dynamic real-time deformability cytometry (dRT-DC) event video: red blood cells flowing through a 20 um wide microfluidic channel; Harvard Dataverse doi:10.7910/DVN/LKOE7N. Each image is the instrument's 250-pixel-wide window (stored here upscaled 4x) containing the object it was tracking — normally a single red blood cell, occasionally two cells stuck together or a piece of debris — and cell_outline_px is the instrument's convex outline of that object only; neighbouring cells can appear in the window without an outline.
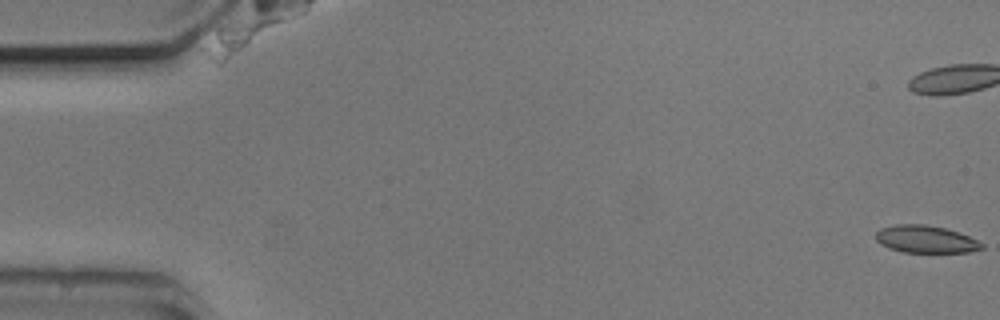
{"species": "common noctule bat (a hibernating species)", "species_latin": "Nyctalus noctula", "temperature_condition": "cold", "stored_images_in_passage": 15, "camera_frame_rate_fps": 3000, "um_per_image_px": 0.085, "animal": {"sex": "male", "body_mass_g": 20.5, "forearm_length_mm": 52.5}, "frame": {"image": 1, "passage_image": 1, "time_ms": 0.0, "image_size_px": [1000, 320], "cell_outline_px": [[984, 248], [972, 252], [904, 252], [888, 248], [880, 244], [876, 240], [876, 232], [880, 228], [896, 224], [924, 224], [944, 228], [960, 232], [984, 244]], "centroid_in_image_um": [78.68, 20.33], "position_along_channel_um": 6.3, "area_um2": 16.99}}
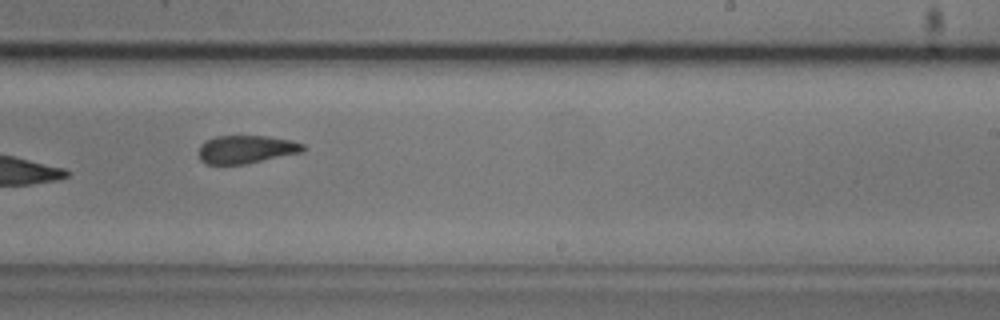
{"frame": {"image": 2, "passage_image": 10, "time_ms": 11.333, "image_size_px": [1000, 320], "cell_outline_px": [[308, 148], [304, 152], [244, 164], [208, 164], [200, 160], [200, 144], [204, 140], [216, 136], [268, 136], [292, 140], [304, 144]], "centroid_in_image_um": [20.97, 12.68], "position_along_channel_um": 268.0, "area_um2": 17.22}}
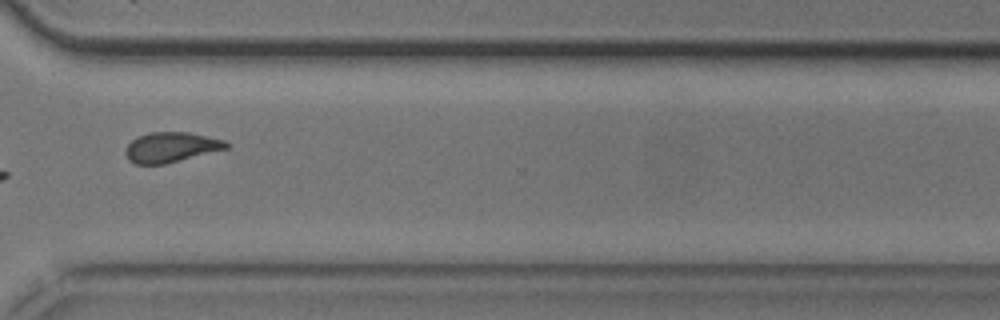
{"frame": {"image": 3, "passage_image": 12, "time_ms": 13.667, "image_size_px": [1000, 320], "cell_outline_px": [[232, 144], [228, 148], [164, 164], [136, 164], [128, 160], [124, 152], [124, 148], [136, 136], [148, 132], [188, 132], [208, 136], [224, 140]], "centroid_in_image_um": [14.51, 12.5], "position_along_channel_um": 356.1, "area_um2": 17.8}}